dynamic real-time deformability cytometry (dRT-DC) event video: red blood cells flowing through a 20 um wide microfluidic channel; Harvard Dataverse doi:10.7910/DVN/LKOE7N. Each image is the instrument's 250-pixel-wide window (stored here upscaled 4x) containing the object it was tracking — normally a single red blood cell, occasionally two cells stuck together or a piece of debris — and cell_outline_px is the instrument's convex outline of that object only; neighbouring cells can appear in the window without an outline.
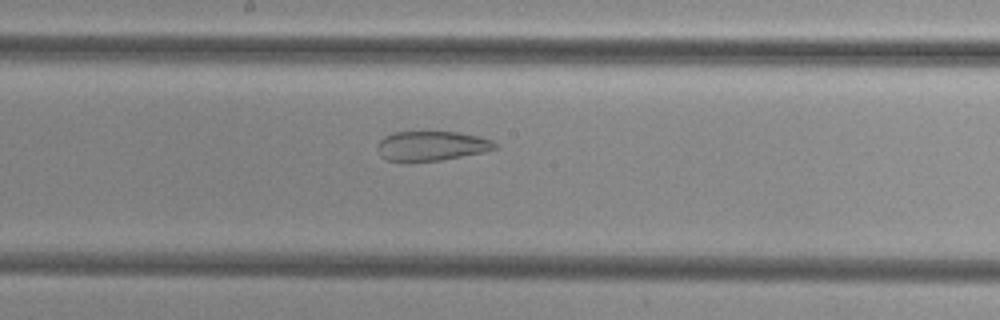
{"species": "common noctule bat (a hibernating species)", "species_latin": "Nyctalus noctula", "temperature_condition": "cold", "stored_images_in_passage": 48, "camera_frame_rate_fps": 3000, "um_per_image_px": 0.085, "animal": {"sex": "female", "body_mass_g": 29.2, "forearm_length_mm": 56.3}, "frame": {"image": 1, "passage_image": 27, "time_ms": 8.667, "image_size_px": [1000, 320], "cell_outline_px": [[496, 148], [484, 152], [440, 160], [408, 164], [388, 160], [380, 156], [376, 148], [380, 140], [384, 136], [392, 132], [456, 132], [480, 136], [492, 140], [496, 144]], "centroid_in_image_um": [36.62, 12.43], "position_along_channel_um": 211.6, "area_um2": 20.75}}
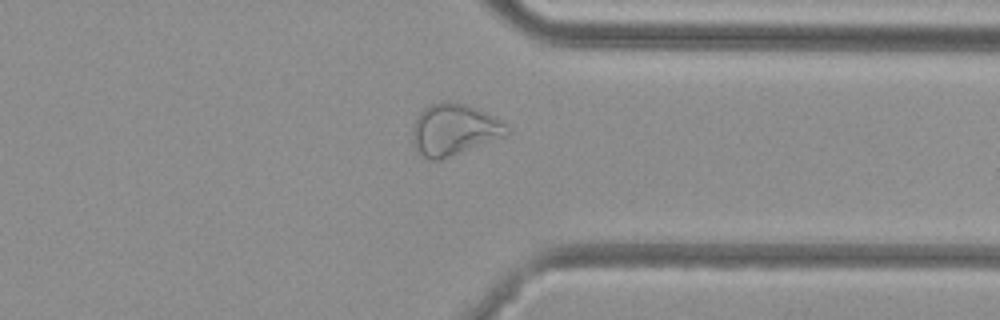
{"frame": {"image": 2, "passage_image": 39, "time_ms": 12.667, "image_size_px": [1000, 320], "cell_outline_px": [[508, 136], [440, 160], [428, 160], [420, 156], [412, 140], [412, 128], [416, 116], [424, 108], [432, 104], [444, 100], [448, 100], [464, 104], [476, 108], [492, 116], [504, 124], [508, 128]], "centroid_in_image_um": [38.56, 11.03], "position_along_channel_um": 372.8, "area_um2": 28.44}}
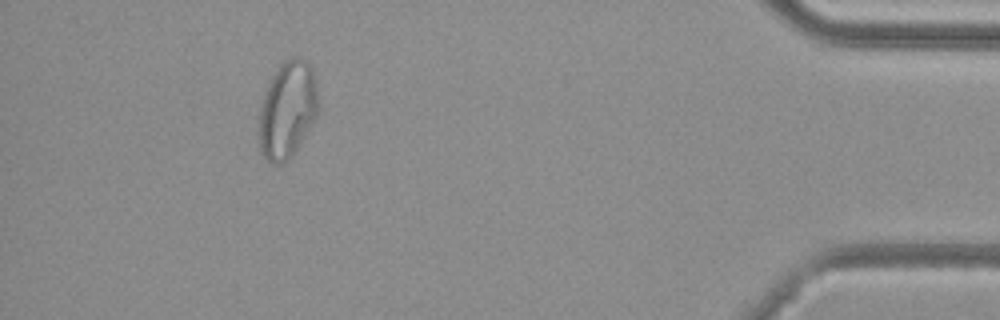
{"frame": {"image": 3, "passage_image": 46, "time_ms": 15.0, "image_size_px": [1000, 320], "cell_outline_px": [[320, 104], [316, 120], [300, 144], [280, 164], [272, 164], [260, 152], [256, 132], [260, 108], [264, 92], [272, 76], [280, 64], [284, 60], [292, 56], [300, 56], [308, 60], [312, 68], [316, 84]], "centroid_in_image_um": [24.43, 9.29], "position_along_channel_um": 410.8, "area_um2": 34.28}}